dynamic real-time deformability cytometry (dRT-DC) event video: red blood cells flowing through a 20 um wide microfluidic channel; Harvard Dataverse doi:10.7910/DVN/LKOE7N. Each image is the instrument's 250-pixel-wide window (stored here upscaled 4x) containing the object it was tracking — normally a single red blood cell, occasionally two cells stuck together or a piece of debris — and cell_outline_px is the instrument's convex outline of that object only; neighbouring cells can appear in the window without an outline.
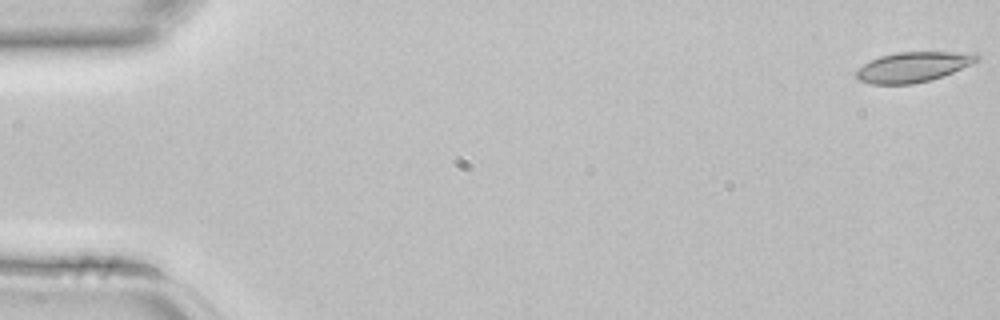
{"species": "common noctule bat (a hibernating species)", "species_latin": "Nyctalus noctula", "temperature_condition": "room temperature", "stored_images_in_passage": 5, "camera_frame_rate_fps": 3000, "um_per_image_px": 0.085, "animal": {"sex": "female", "body_mass_g": 22.7, "forearm_length_mm": 54.2}, "frame": {"image": 1, "passage_image": 1, "time_ms": 0.0, "image_size_px": [1000, 320], "cell_outline_px": [[980, 60], [972, 64], [952, 72], [928, 80], [912, 84], [872, 84], [860, 80], [856, 76], [856, 72], [864, 64], [880, 56], [896, 52], [972, 52], [980, 56]], "centroid_in_image_um": [77.65, 5.68], "position_along_channel_um": 7.4, "area_um2": 20.92}}
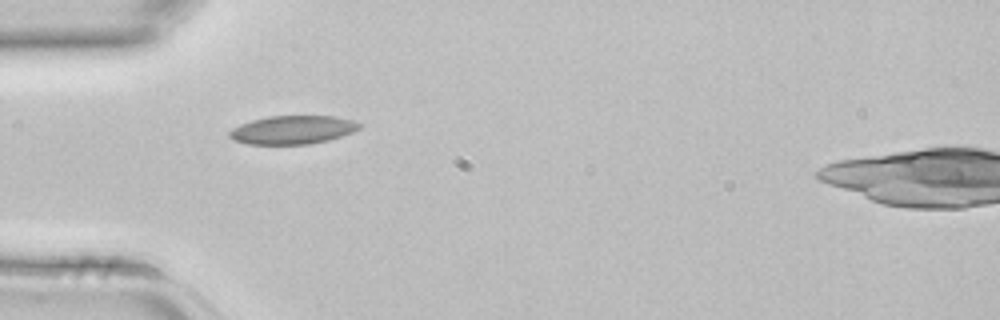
{"frame": {"image": 2, "passage_image": 4, "time_ms": 1.0, "image_size_px": [1000, 320], "cell_outline_px": [[360, 128], [352, 132], [328, 140], [308, 144], [248, 144], [236, 140], [228, 136], [228, 132], [232, 128], [240, 124], [252, 120], [268, 116], [336, 116], [352, 120], [360, 124]], "centroid_in_image_um": [24.85, 11.03], "position_along_channel_um": 60.1, "area_um2": 21.39}}